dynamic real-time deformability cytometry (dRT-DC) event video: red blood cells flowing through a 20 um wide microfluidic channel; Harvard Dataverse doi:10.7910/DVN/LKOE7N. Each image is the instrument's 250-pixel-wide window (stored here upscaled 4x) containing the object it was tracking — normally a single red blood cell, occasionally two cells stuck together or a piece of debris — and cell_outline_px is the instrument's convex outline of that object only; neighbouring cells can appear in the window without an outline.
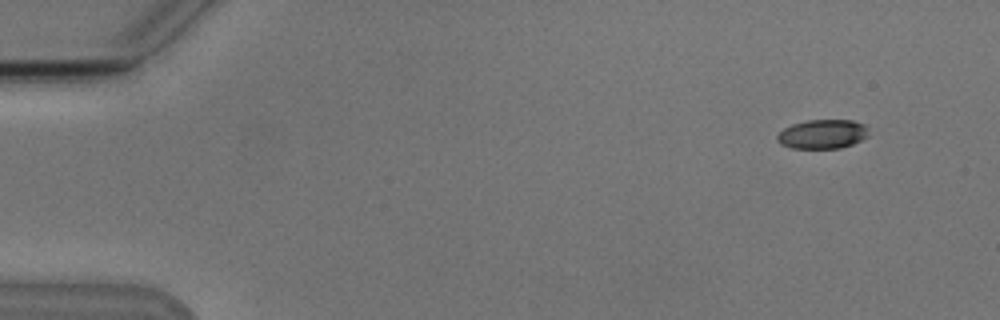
{"species": "Egyptian fruit bat (a non-hibernating species)", "species_latin": "Rousettus aegyptiacus", "temperature_condition": "cold", "stored_images_in_passage": 5, "camera_frame_rate_fps": 3000, "um_per_image_px": 0.085, "animal": {"sex": "male"}, "frame": {"image": 1, "passage_image": 1, "time_ms": 0.0, "image_size_px": [1000, 320], "cell_outline_px": [[868, 136], [852, 144], [840, 148], [792, 148], [780, 144], [776, 140], [776, 136], [784, 128], [792, 124], [808, 120], [852, 120], [864, 124], [868, 128]], "centroid_in_image_um": [69.9, 11.4], "position_along_channel_um": 15.1, "area_um2": 15.55}}
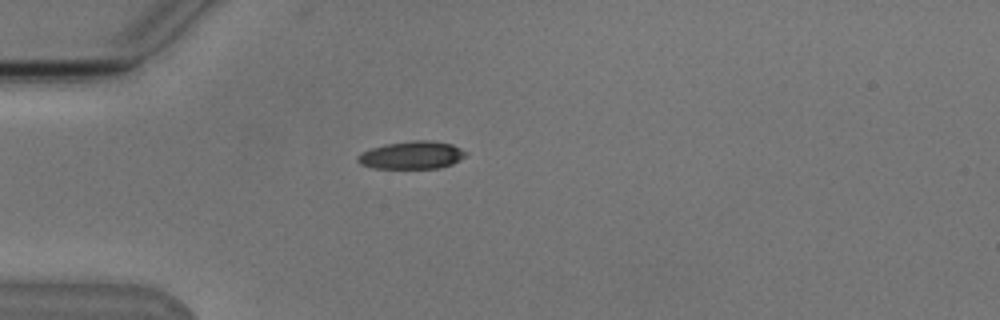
{"frame": {"image": 2, "passage_image": 4, "time_ms": 3.667, "image_size_px": [1000, 320], "cell_outline_px": [[468, 152], [460, 160], [452, 164], [440, 168], [372, 168], [360, 164], [356, 160], [356, 156], [360, 152], [384, 144], [412, 140], [432, 140], [452, 144]], "centroid_in_image_um": [34.98, 13.18], "position_along_channel_um": 50.0, "area_um2": 17.69}}